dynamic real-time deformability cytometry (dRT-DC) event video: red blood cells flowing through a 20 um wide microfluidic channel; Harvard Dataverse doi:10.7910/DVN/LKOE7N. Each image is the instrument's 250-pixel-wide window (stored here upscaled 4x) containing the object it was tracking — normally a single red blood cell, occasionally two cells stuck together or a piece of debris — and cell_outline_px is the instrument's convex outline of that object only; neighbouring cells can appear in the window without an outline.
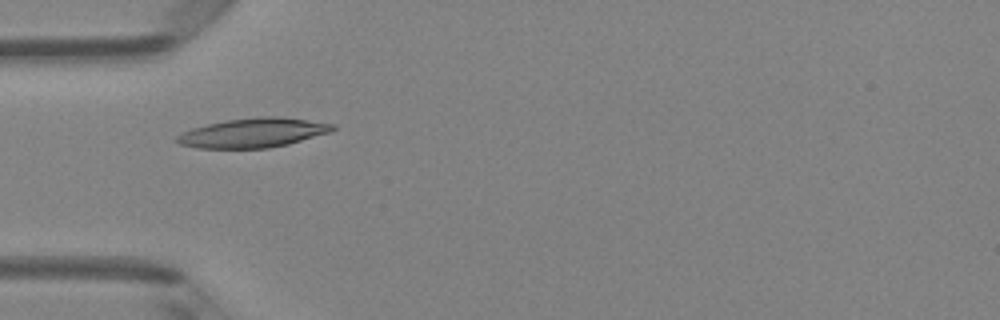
{"species": "Egyptian fruit bat (a non-hibernating species)", "species_latin": "Rousettus aegyptiacus", "temperature_condition": "room temperature", "stored_images_in_passage": 8, "camera_frame_rate_fps": 3000, "um_per_image_px": 0.085, "animal": {"sex": "female"}, "frame": {"image": 1, "passage_image": 5, "time_ms": 5.0, "image_size_px": [1000, 320], "cell_outline_px": [[336, 128], [332, 132], [288, 144], [268, 148], [196, 148], [180, 144], [176, 140], [176, 136], [180, 132], [192, 128], [208, 124], [228, 120], [260, 116], [276, 116], [336, 124]], "centroid_in_image_um": [21.52, 11.29], "position_along_channel_um": 63.5, "area_um2": 26.65}}
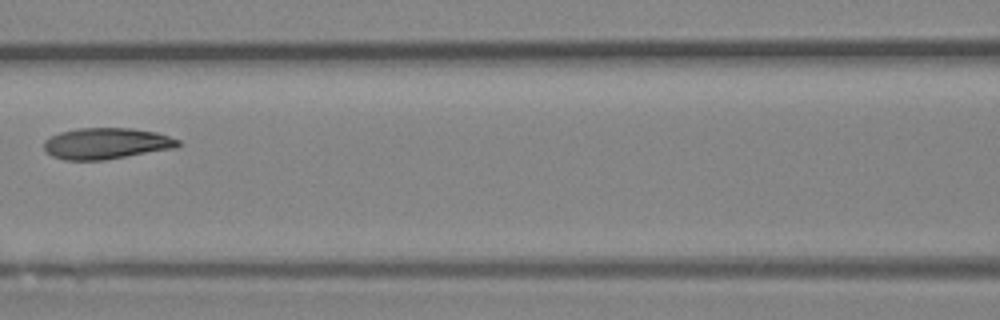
{"frame": {"image": 2, "passage_image": 7, "time_ms": 7.333, "image_size_px": [1000, 320], "cell_outline_px": [[180, 144], [176, 148], [104, 160], [64, 160], [52, 156], [44, 148], [44, 140], [60, 132], [80, 128], [132, 128], [156, 132], [180, 140]], "centroid_in_image_um": [9.05, 12.2], "position_along_channel_um": 157.6, "area_um2": 24.33}}
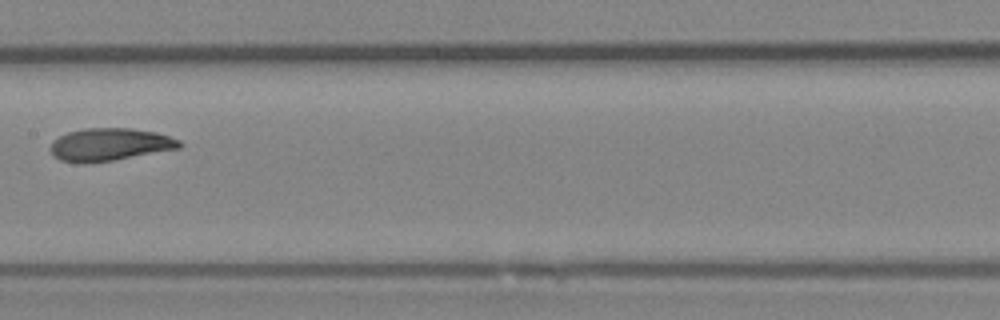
{"frame": {"image": 3, "passage_image": 8, "time_ms": 8.333, "image_size_px": [1000, 320], "cell_outline_px": [[184, 144], [180, 148], [112, 160], [84, 164], [60, 160], [52, 156], [48, 148], [52, 140], [68, 132], [84, 128], [128, 128], [156, 132], [180, 140]], "centroid_in_image_um": [9.28, 12.29], "position_along_channel_um": 198.1, "area_um2": 24.68}}